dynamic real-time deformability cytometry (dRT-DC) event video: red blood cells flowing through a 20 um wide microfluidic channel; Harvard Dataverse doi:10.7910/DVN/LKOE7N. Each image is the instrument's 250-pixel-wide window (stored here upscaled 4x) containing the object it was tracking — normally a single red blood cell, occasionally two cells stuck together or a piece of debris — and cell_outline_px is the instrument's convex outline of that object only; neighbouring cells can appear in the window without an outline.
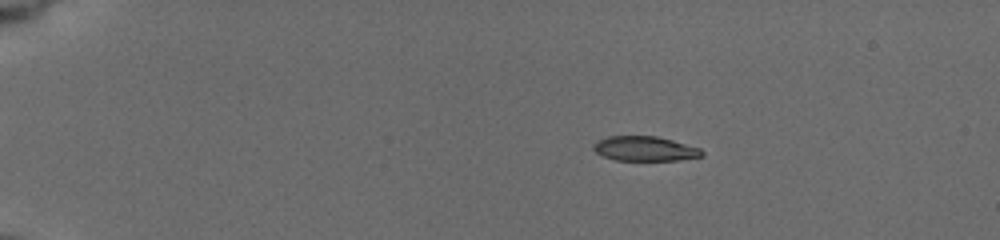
{"species": "common noctule bat (a hibernating species)", "species_latin": "Nyctalus noctula", "temperature_condition": "cold", "stored_images_in_passage": 10, "camera_frame_rate_fps": 3000, "um_per_image_px": 0.085, "animal": {"sex": "female", "body_mass_g": 19.5, "forearm_length_mm": 54.1}, "frame": {"image": 1, "passage_image": 6, "time_ms": 2.333, "image_size_px": [1000, 240], "cell_outline_px": [[704, 156], [680, 160], [616, 160], [604, 156], [596, 152], [592, 148], [592, 144], [596, 140], [608, 136], [656, 136], [672, 140], [700, 148], [704, 152]], "centroid_in_image_um": [54.8, 12.63], "position_along_channel_um": 30.2, "area_um2": 15.66}}
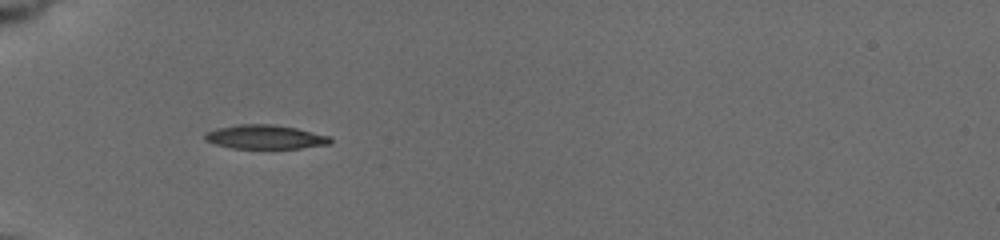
{"frame": {"image": 2, "passage_image": 9, "time_ms": 5.333, "image_size_px": [1000, 240], "cell_outline_px": [[332, 144], [300, 148], [232, 148], [216, 144], [204, 140], [204, 132], [216, 128], [236, 124], [272, 124], [296, 128], [332, 136]], "centroid_in_image_um": [22.55, 11.63], "position_along_channel_um": 62.5, "area_um2": 17.74}}